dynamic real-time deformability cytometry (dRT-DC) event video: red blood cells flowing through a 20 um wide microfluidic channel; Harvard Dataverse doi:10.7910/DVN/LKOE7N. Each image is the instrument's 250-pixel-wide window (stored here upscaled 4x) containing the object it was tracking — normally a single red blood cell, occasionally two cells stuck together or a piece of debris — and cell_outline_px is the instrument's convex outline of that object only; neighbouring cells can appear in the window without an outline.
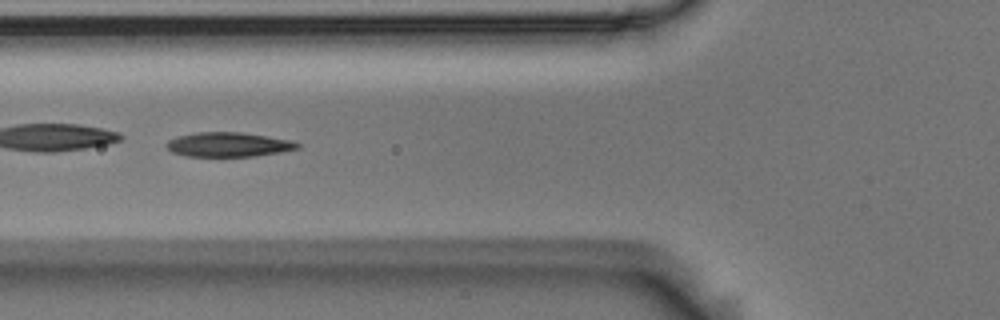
{"species": "Egyptian fruit bat (a non-hibernating species)", "species_latin": "Rousettus aegyptiacus", "temperature_condition": "room temperature", "stored_images_in_passage": 6, "camera_frame_rate_fps": 3000, "um_per_image_px": 0.085, "animal": {"sex": "male"}, "frame": {"image": 1, "passage_image": 2, "time_ms": 0.333, "image_size_px": [1000, 320], "cell_outline_px": [[300, 148], [280, 152], [252, 156], [184, 156], [172, 152], [164, 144], [168, 140], [176, 136], [196, 132], [240, 132], [268, 136], [292, 140], [300, 144]], "centroid_in_image_um": [19.39, 12.28], "position_along_channel_um": 106.4, "area_um2": 18.73}}
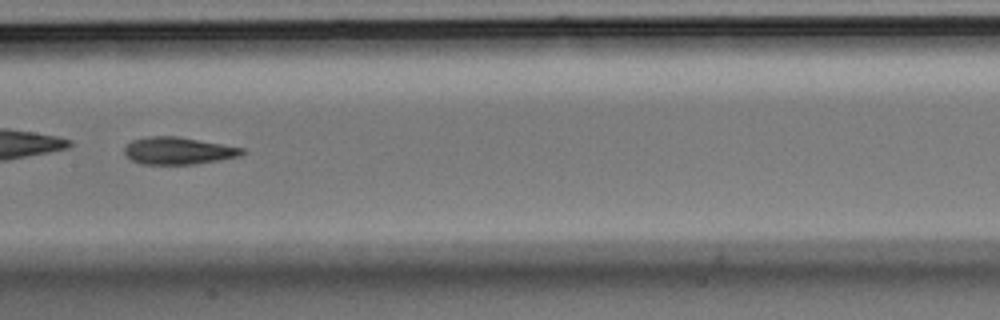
{"frame": {"image": 2, "passage_image": 4, "time_ms": 1.0, "image_size_px": [1000, 320], "cell_outline_px": [[248, 152], [240, 156], [220, 160], [196, 164], [140, 164], [132, 160], [124, 152], [124, 148], [132, 140], [148, 136], [176, 136], [244, 148]], "centroid_in_image_um": [15.18, 12.82], "position_along_channel_um": 192.2, "area_um2": 18.67}}
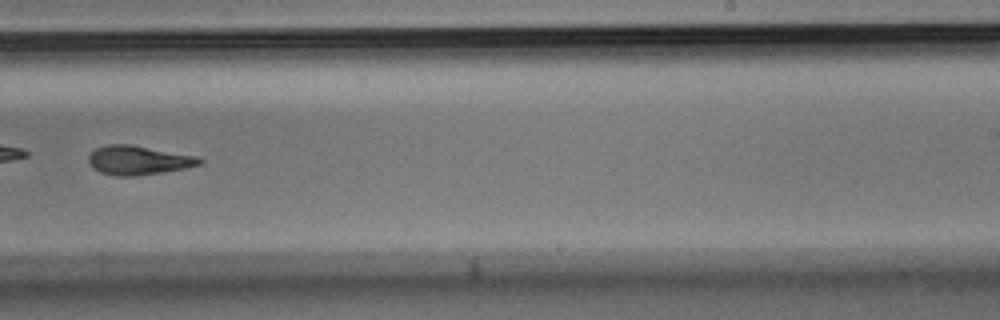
{"frame": {"image": 3, "passage_image": 6, "time_ms": 1.667, "image_size_px": [1000, 320], "cell_outline_px": [[204, 160], [200, 164], [184, 168], [136, 176], [116, 176], [100, 172], [92, 168], [88, 160], [88, 156], [96, 148], [108, 144], [132, 144], [200, 156]], "centroid_in_image_um": [11.77, 13.6], "position_along_channel_um": 277.2, "area_um2": 18.96}}